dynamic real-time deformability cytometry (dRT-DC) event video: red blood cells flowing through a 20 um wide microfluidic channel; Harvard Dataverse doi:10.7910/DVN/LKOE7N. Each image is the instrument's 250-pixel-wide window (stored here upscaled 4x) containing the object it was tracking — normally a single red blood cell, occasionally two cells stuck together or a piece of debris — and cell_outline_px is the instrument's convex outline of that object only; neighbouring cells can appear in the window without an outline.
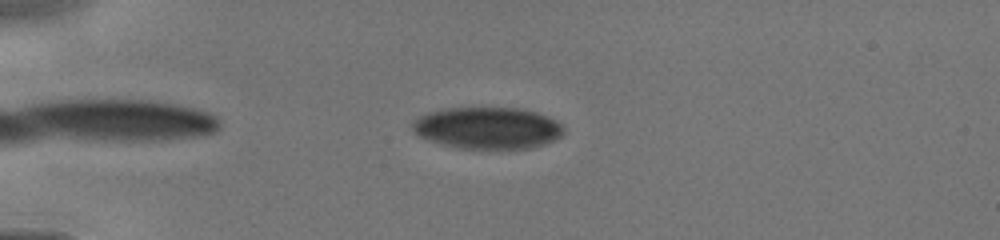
{"species": "human", "species_latin": "Homo sapiens", "temperature_condition": "cold", "stored_images_in_passage": 26, "camera_frame_rate_fps": 3000, "um_per_image_px": 0.085, "donor": {"sex": "male"}, "frame": {"image": 1, "passage_image": 7, "time_ms": 1.333, "image_size_px": [1000, 240], "cell_outline_px": [[564, 132], [556, 140], [532, 148], [456, 148], [440, 144], [428, 140], [420, 136], [412, 128], [412, 124], [420, 116], [428, 112], [448, 108], [520, 108], [536, 112], [556, 120], [564, 128]], "centroid_in_image_um": [41.46, 10.88], "position_along_channel_um": 43.5, "area_um2": 36.65}}
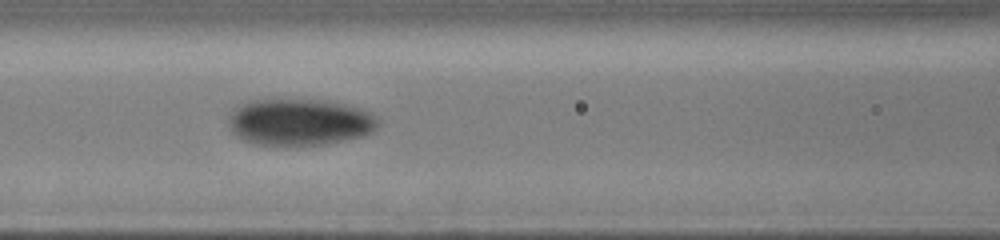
{"frame": {"image": 2, "passage_image": 21, "time_ms": 4.333, "image_size_px": [1000, 240], "cell_outline_px": [[380, 120], [376, 128], [372, 132], [360, 136], [324, 144], [252, 144], [236, 136], [232, 132], [228, 120], [228, 116], [232, 108], [248, 100], [324, 100], [344, 104], [360, 108], [376, 116]], "centroid_in_image_um": [25.42, 10.36], "position_along_channel_um": 141.2, "area_um2": 40.46}}
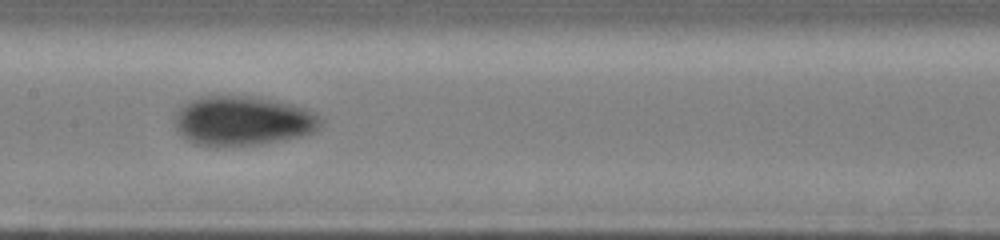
{"frame": {"image": 3, "passage_image": 25, "time_ms": 5.333, "image_size_px": [1000, 240], "cell_outline_px": [[324, 124], [316, 132], [304, 136], [260, 144], [196, 144], [188, 140], [176, 128], [172, 120], [172, 116], [188, 100], [200, 96], [260, 96], [308, 108], [324, 116]], "centroid_in_image_um": [20.73, 10.23], "position_along_channel_um": 186.7, "area_um2": 42.6}}